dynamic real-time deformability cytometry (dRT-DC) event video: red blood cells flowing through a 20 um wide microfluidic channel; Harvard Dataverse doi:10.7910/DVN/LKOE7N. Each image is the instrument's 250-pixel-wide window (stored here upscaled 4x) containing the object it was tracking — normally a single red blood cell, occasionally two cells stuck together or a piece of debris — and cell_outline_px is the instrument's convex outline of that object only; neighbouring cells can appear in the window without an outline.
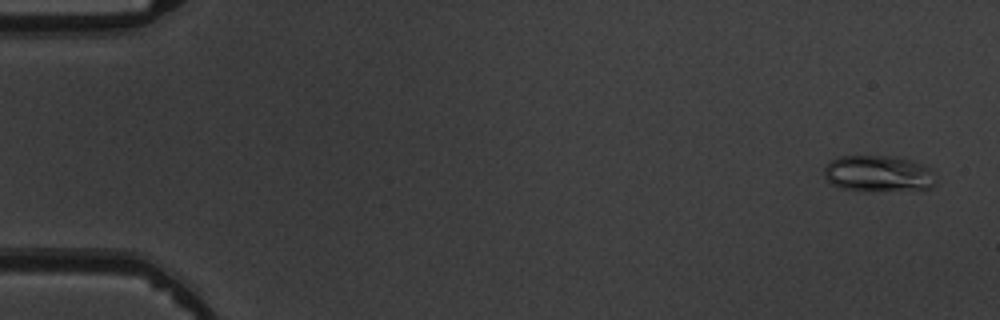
{"species": "common noctule bat (a hibernating species)", "species_latin": "Nyctalus noctula", "temperature_condition": "warm", "stored_images_in_passage": 3, "camera_frame_rate_fps": 3000, "um_per_image_px": 0.085, "animal": {"sex": "male", "body_mass_g": 19.5, "forearm_length_mm": 54.6}, "frame": {"image": 1, "passage_image": 1, "time_ms": 0.0, "image_size_px": [1000, 320], "cell_outline_px": [[936, 184], [932, 188], [840, 188], [832, 184], [824, 176], [824, 168], [832, 160], [840, 156], [892, 156], [908, 160], [932, 168], [936, 180]], "centroid_in_image_um": [74.67, 14.7], "position_along_channel_um": 10.3, "area_um2": 22.54}}